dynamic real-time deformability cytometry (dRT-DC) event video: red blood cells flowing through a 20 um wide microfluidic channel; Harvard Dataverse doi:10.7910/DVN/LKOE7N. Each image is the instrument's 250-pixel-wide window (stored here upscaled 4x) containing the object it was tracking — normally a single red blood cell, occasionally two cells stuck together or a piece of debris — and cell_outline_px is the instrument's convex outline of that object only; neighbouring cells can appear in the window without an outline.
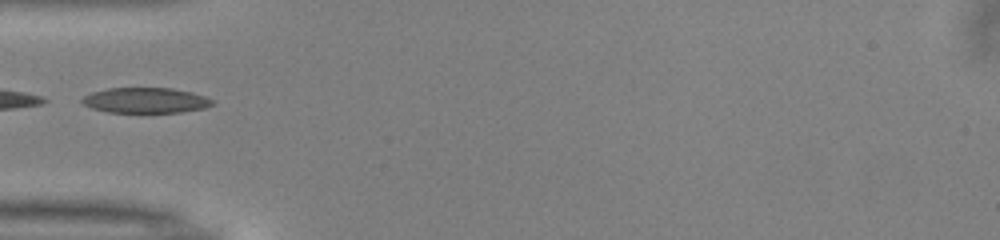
{"species": "common noctule bat (a hibernating species)", "species_latin": "Nyctalus noctula", "temperature_condition": "warm", "stored_images_in_passage": 21, "camera_frame_rate_fps": 3000, "um_per_image_px": 0.085, "animal": {"sex": "male", "body_mass_g": 13.0, "forearm_length_mm": 53.1}, "frame": {"image": 1, "passage_image": 1, "time_ms": 0.0, "image_size_px": [1000, 240], "cell_outline_px": [[216, 104], [204, 108], [180, 112], [108, 112], [92, 108], [84, 104], [80, 100], [84, 96], [92, 92], [108, 88], [172, 88], [192, 92], [216, 100]], "centroid_in_image_um": [12.42, 8.52], "position_along_channel_um": 72.6, "area_um2": 19.31}}
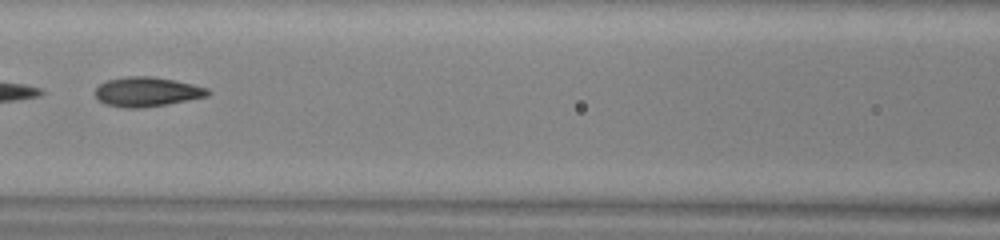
{"frame": {"image": 2, "passage_image": 7, "time_ms": 2.0, "image_size_px": [1000, 240], "cell_outline_px": [[212, 92], [208, 96], [168, 104], [140, 108], [128, 108], [104, 104], [96, 96], [96, 88], [100, 84], [108, 80], [128, 76], [152, 76], [192, 84], [208, 88]], "centroid_in_image_um": [12.51, 7.8], "position_along_channel_um": 154.1, "area_um2": 19.25}}